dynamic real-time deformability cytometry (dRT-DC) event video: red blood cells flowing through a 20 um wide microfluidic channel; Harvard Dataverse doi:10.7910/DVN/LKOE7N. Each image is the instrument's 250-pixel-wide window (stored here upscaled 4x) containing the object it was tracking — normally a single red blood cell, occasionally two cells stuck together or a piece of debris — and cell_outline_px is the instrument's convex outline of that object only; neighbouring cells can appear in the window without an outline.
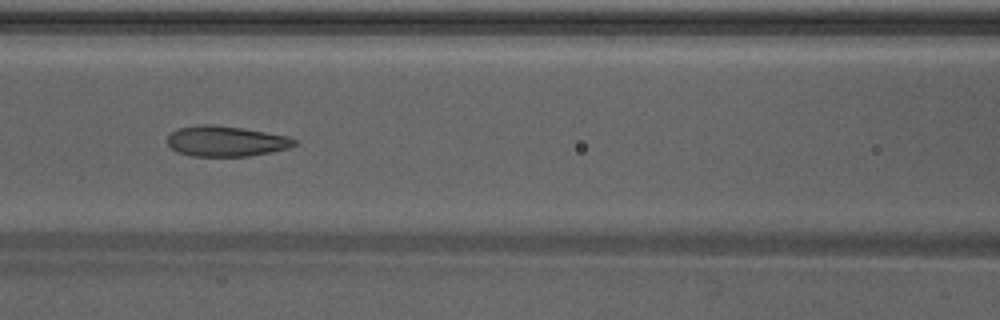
{"species": "Egyptian fruit bat (a non-hibernating species)", "species_latin": "Rousettus aegyptiacus", "temperature_condition": "warm", "stored_images_in_passage": 48, "camera_frame_rate_fps": 3000, "um_per_image_px": 0.085, "animal": {"sex": "male"}, "frame": {"image": 1, "passage_image": 22, "time_ms": 7.0, "image_size_px": [1000, 320], "cell_outline_px": [[296, 144], [288, 148], [248, 156], [192, 156], [176, 152], [168, 144], [168, 136], [176, 128], [200, 124], [208, 124], [244, 128], [288, 136], [296, 140]], "centroid_in_image_um": [19.17, 11.99], "position_along_channel_um": 147.4, "area_um2": 22.48}}
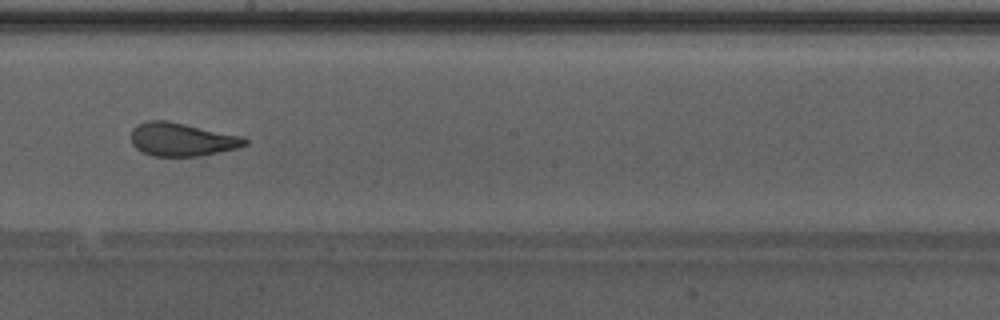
{"frame": {"image": 2, "passage_image": 28, "time_ms": 9.0, "image_size_px": [1000, 320], "cell_outline_px": [[248, 144], [240, 148], [204, 164], [152, 156], [136, 148], [132, 144], [132, 128], [136, 124], [148, 120], [168, 120], [244, 136], [248, 140]], "centroid_in_image_um": [15.65, 12.01], "position_along_channel_um": 232.5, "area_um2": 25.09}}
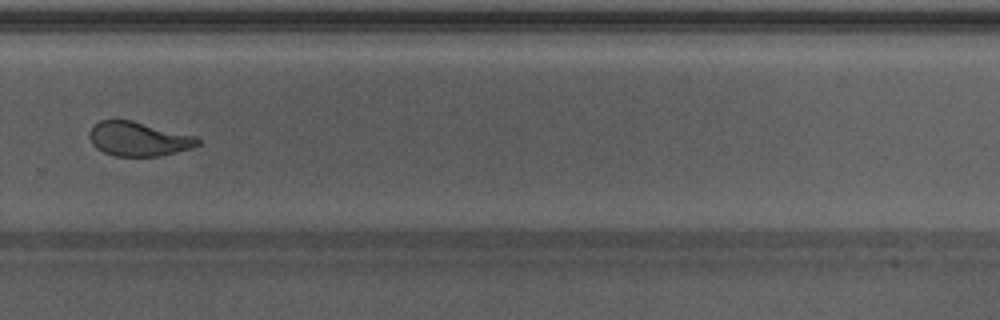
{"frame": {"image": 3, "passage_image": 34, "time_ms": 11.0, "image_size_px": [1000, 320], "cell_outline_px": [[200, 144], [192, 148], [160, 156], [116, 156], [104, 152], [96, 148], [92, 144], [88, 136], [92, 128], [100, 120], [132, 120], [196, 136], [200, 140]], "centroid_in_image_um": [11.79, 11.81], "position_along_channel_um": 318.0, "area_um2": 21.56}}